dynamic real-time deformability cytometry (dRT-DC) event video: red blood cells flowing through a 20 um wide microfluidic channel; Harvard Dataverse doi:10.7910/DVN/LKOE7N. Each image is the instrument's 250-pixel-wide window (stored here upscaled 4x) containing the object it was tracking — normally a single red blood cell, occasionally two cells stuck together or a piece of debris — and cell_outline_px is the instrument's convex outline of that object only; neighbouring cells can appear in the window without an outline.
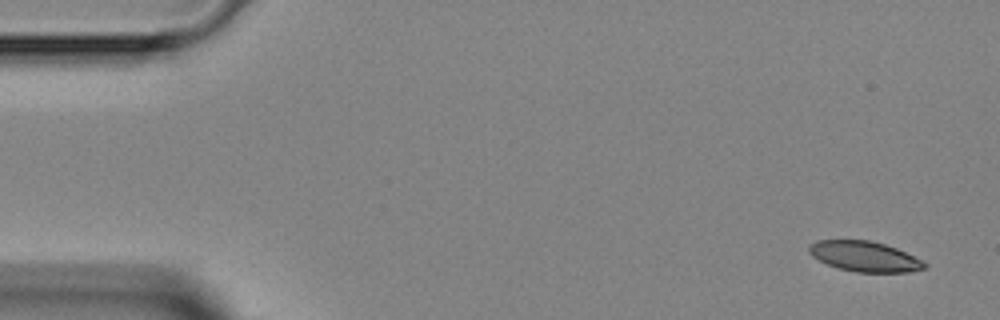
{"species": "Egyptian fruit bat (a non-hibernating species)", "species_latin": "Rousettus aegyptiacus", "temperature_condition": "room temperature", "stored_images_in_passage": 3, "camera_frame_rate_fps": 3000, "um_per_image_px": 0.085, "animal": {"sex": "female"}, "frame": {"image": 1, "passage_image": 1, "time_ms": 0.0, "image_size_px": [1000, 320], "cell_outline_px": [[928, 264], [924, 268], [908, 272], [856, 272], [840, 268], [828, 264], [812, 256], [808, 252], [808, 244], [816, 240], [868, 240], [884, 244], [896, 248]], "centroid_in_image_um": [73.44, 21.79], "position_along_channel_um": 11.6, "area_um2": 20.11}}